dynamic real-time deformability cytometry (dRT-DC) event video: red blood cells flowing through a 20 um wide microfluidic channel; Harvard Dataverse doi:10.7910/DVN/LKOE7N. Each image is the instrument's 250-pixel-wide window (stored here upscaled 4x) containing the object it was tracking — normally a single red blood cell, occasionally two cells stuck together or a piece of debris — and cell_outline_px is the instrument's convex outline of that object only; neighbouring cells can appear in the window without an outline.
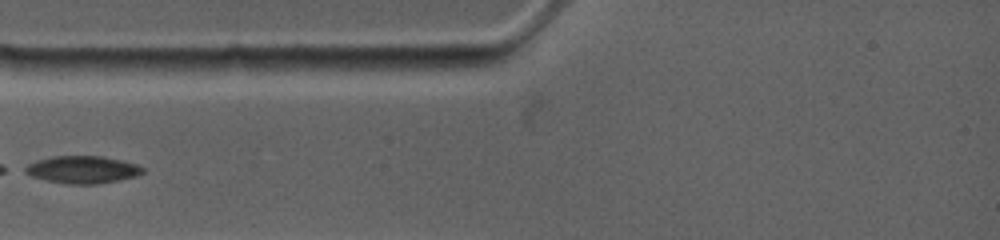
{"species": "common noctule bat (a hibernating species)", "species_latin": "Nyctalus noctula", "temperature_condition": "warm", "stored_images_in_passage": 33, "camera_frame_rate_fps": 4500, "um_per_image_px": 0.085, "animal": {"sex": "female", "body_mass_g": 19.0, "forearm_length_mm": 53.3}, "frame": {"image": 1, "passage_image": 1, "time_ms": 0.0, "image_size_px": [1000, 240], "cell_outline_px": [[144, 172], [136, 176], [96, 184], [68, 184], [48, 180], [32, 176], [24, 172], [20, 168], [36, 160], [52, 156], [104, 156], [136, 164], [144, 168]], "centroid_in_image_um": [6.97, 14.4], "position_along_channel_um": 78.0, "area_um2": 18.73}}